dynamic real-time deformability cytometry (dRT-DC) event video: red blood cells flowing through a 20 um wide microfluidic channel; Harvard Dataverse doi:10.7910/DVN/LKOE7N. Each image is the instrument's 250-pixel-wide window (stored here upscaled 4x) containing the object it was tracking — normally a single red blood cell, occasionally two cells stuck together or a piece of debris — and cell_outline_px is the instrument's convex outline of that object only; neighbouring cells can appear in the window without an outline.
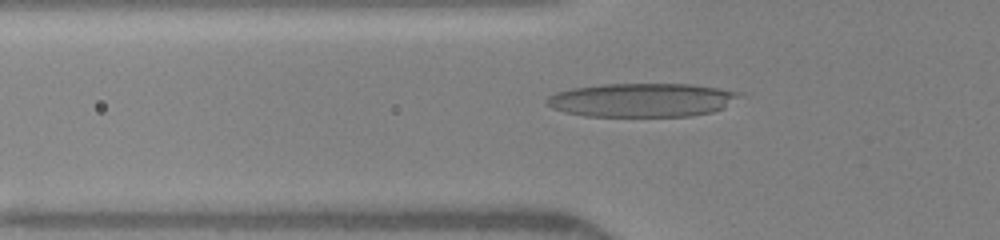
{"species": "human", "species_latin": "Homo sapiens", "temperature_condition": "warm", "stored_images_in_passage": 36, "camera_frame_rate_fps": 3000, "um_per_image_px": 0.085, "donor": {"sex": "female"}, "frame": {"image": 1, "passage_image": 20, "time_ms": 5.333, "image_size_px": [1000, 240], "cell_outline_px": [[740, 96], [724, 108], [712, 112], [692, 116], [584, 116], [564, 112], [552, 108], [544, 104], [544, 100], [548, 96], [556, 92], [572, 88], [600, 84], [692, 84], [740, 92]], "centroid_in_image_um": [54.5, 8.5], "position_along_channel_um": 71.3, "area_um2": 38.03}}
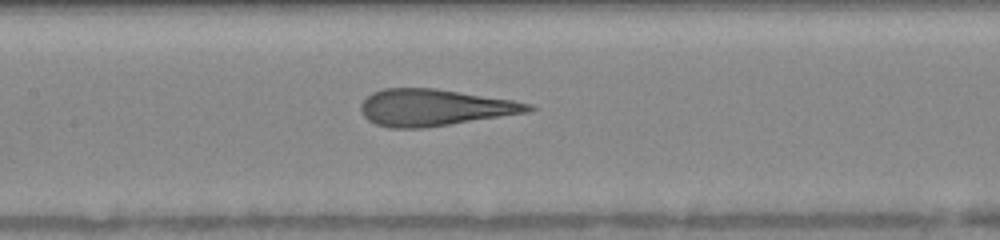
{"frame": {"image": 2, "passage_image": 29, "time_ms": 7.667, "image_size_px": [1000, 240], "cell_outline_px": [[536, 108], [528, 112], [424, 128], [388, 128], [376, 124], [368, 120], [364, 116], [360, 108], [360, 104], [372, 92], [384, 88], [436, 88], [512, 100], [532, 104]], "centroid_in_image_um": [36.9, 9.14], "position_along_channel_um": 170.5, "area_um2": 35.66}}
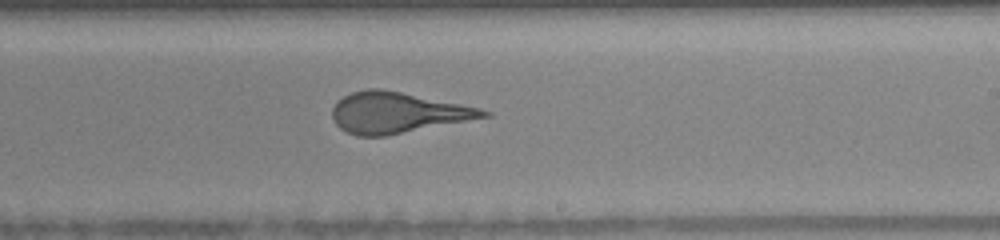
{"frame": {"image": 3, "passage_image": 36, "time_ms": 9.667, "image_size_px": [1000, 240], "cell_outline_px": [[492, 116], [384, 136], [356, 136], [340, 128], [336, 124], [332, 116], [332, 108], [336, 100], [352, 92], [368, 88], [380, 88], [480, 108], [492, 112]], "centroid_in_image_um": [33.75, 9.57], "position_along_channel_um": 255.3, "area_um2": 35.72}}